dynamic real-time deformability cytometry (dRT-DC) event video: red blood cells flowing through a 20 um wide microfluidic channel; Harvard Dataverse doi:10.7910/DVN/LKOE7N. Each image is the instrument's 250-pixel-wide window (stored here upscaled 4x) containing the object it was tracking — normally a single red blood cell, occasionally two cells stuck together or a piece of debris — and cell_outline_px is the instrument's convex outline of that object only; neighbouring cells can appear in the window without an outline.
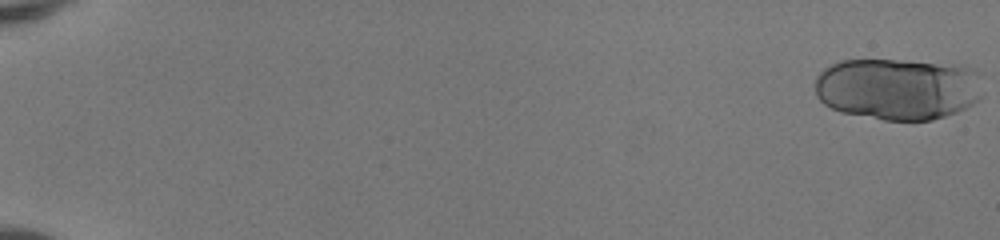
{"species": "human", "species_latin": "Homo sapiens", "temperature_condition": "room temperature", "stored_images_in_passage": 22, "camera_frame_rate_fps": 3000, "um_per_image_px": 0.085, "donor": {"sex": "female"}, "frame": {"image": 1, "passage_image": 1, "time_ms": 0.0, "image_size_px": [1000, 240], "cell_outline_px": [[980, 100], [956, 112], [932, 120], [884, 120], [840, 112], [824, 104], [816, 96], [816, 76], [824, 68], [840, 60], [900, 60], [964, 64], [976, 68], [980, 72]], "centroid_in_image_um": [76.35, 7.53], "position_along_channel_um": 8.7, "area_um2": 61.27}}
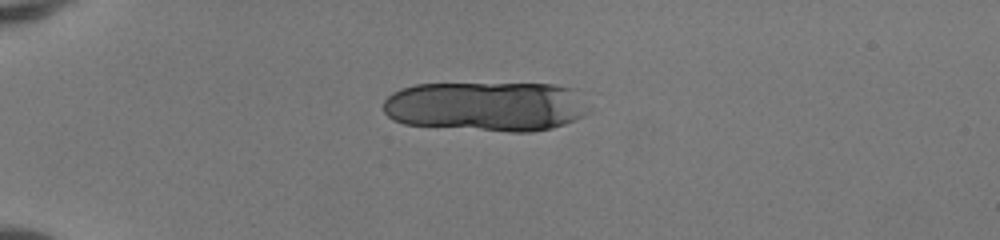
{"frame": {"image": 2, "passage_image": 15, "time_ms": 4.667, "image_size_px": [1000, 240], "cell_outline_px": [[584, 112], [580, 116], [564, 124], [552, 128], [532, 132], [508, 132], [404, 124], [392, 120], [384, 112], [384, 100], [392, 92], [400, 88], [416, 84], [556, 84], [572, 88]], "centroid_in_image_um": [41.19, 9.04], "position_along_channel_um": 43.8, "area_um2": 58.96}}